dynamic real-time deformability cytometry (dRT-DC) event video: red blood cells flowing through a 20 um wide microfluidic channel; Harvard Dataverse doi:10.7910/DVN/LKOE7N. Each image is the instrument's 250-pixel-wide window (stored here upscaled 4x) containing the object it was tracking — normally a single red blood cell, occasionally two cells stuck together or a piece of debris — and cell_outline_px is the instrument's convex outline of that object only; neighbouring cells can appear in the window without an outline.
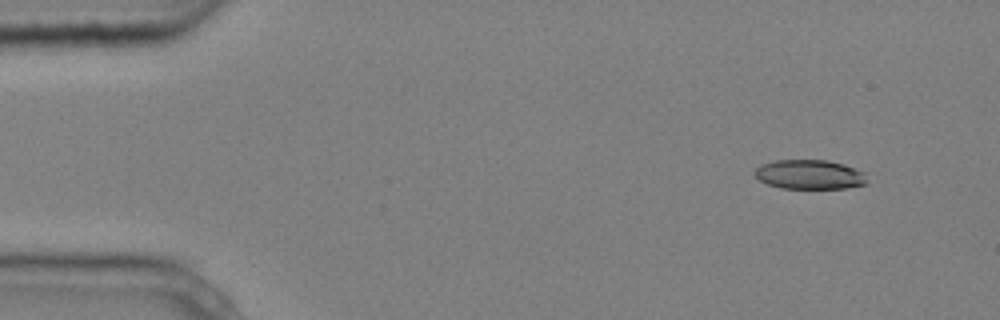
{"species": "common noctule bat (a hibernating species)", "species_latin": "Nyctalus noctula", "temperature_condition": "cold", "stored_images_in_passage": 4, "camera_frame_rate_fps": 3000, "um_per_image_px": 0.085, "animal": {"sex": "male", "body_mass_g": 20.4}, "frame": {"image": 1, "passage_image": 1, "time_ms": 0.0, "image_size_px": [1000, 320], "cell_outline_px": [[868, 184], [848, 188], [780, 188], [768, 184], [760, 180], [756, 176], [756, 168], [760, 164], [776, 160], [828, 160], [844, 164], [856, 168], [864, 172]], "centroid_in_image_um": [68.86, 14.83], "position_along_channel_um": 16.1, "area_um2": 19.31}}